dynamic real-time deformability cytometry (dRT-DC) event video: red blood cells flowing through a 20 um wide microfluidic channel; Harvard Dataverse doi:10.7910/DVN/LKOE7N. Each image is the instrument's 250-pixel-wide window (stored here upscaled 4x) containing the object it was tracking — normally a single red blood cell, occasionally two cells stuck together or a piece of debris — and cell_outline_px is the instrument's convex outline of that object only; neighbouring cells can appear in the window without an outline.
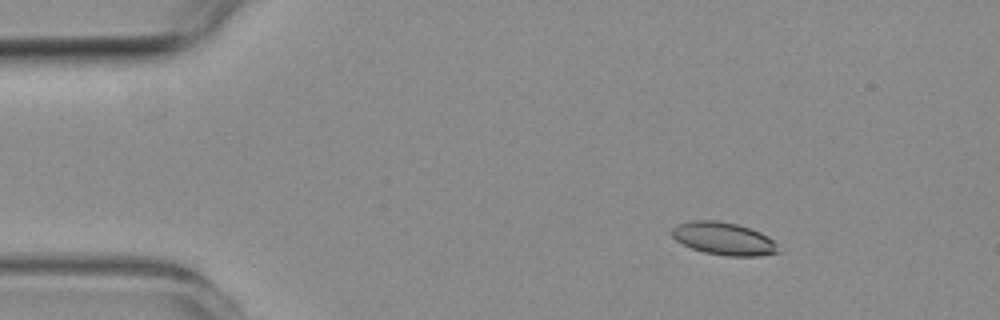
{"species": "common noctule bat (a hibernating species)", "species_latin": "Nyctalus noctula", "temperature_condition": "room temperature", "stored_images_in_passage": 3, "camera_frame_rate_fps": 3000, "um_per_image_px": 0.085, "animal": {"sex": "female", "body_mass_g": 19.3, "forearm_length_mm": 54.1}, "frame": {"image": 1, "passage_image": 1, "time_ms": 0.0, "image_size_px": [1000, 320], "cell_outline_px": [[780, 252], [760, 256], [728, 256], [704, 252], [692, 248], [676, 240], [672, 236], [672, 228], [676, 224], [692, 220], [716, 220], [736, 224], [760, 232], [768, 236], [776, 244]], "centroid_in_image_um": [61.5, 20.28], "position_along_channel_um": 23.5, "area_um2": 20.17}}